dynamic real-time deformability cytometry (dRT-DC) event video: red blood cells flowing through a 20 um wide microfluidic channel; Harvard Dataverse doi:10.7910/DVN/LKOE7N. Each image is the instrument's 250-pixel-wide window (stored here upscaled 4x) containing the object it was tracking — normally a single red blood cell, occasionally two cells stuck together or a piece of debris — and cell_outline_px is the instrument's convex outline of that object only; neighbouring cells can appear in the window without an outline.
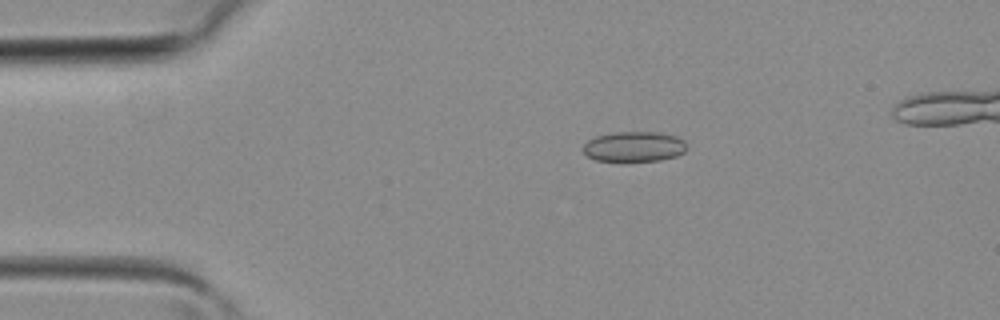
{"species": "common noctule bat (a hibernating species)", "species_latin": "Nyctalus noctula", "temperature_condition": "room temperature", "stored_images_in_passage": 6, "camera_frame_rate_fps": 3000, "um_per_image_px": 0.085, "animal": {"sex": "female", "body_mass_g": 19.3, "forearm_length_mm": 54.1}, "frame": {"image": 1, "passage_image": 1, "time_ms": 0.0, "image_size_px": [1000, 320], "cell_outline_px": [[688, 148], [684, 152], [676, 156], [660, 160], [596, 160], [588, 156], [584, 152], [584, 144], [588, 140], [596, 136], [616, 132], [656, 132], [676, 136], [684, 140], [688, 144]], "centroid_in_image_um": [53.95, 12.44], "position_along_channel_um": 31.1, "area_um2": 18.03}}